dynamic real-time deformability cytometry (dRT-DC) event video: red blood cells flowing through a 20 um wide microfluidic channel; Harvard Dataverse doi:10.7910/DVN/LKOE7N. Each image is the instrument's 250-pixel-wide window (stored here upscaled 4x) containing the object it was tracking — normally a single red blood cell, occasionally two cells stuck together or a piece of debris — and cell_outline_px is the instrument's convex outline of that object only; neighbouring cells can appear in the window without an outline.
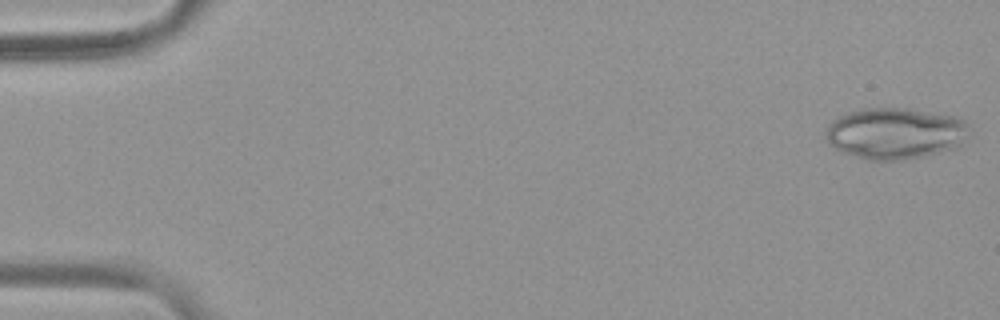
{"species": "common noctule bat (a hibernating species)", "species_latin": "Nyctalus noctula", "temperature_condition": "warm", "stored_images_in_passage": 53, "camera_frame_rate_fps": 3000, "um_per_image_px": 0.085, "animal": {"sex": "female", "body_mass_g": 19.9}, "frame": {"image": 1, "passage_image": 1, "time_ms": 0.0, "image_size_px": [1000, 320], "cell_outline_px": [[972, 128], [968, 136], [956, 148], [924, 156], [904, 160], [868, 160], [840, 152], [828, 144], [824, 136], [828, 124], [832, 120], [848, 112], [860, 108], [912, 108], [956, 116], [964, 120]], "centroid_in_image_um": [76.1, 11.33], "position_along_channel_um": 8.9, "area_um2": 43.75}}